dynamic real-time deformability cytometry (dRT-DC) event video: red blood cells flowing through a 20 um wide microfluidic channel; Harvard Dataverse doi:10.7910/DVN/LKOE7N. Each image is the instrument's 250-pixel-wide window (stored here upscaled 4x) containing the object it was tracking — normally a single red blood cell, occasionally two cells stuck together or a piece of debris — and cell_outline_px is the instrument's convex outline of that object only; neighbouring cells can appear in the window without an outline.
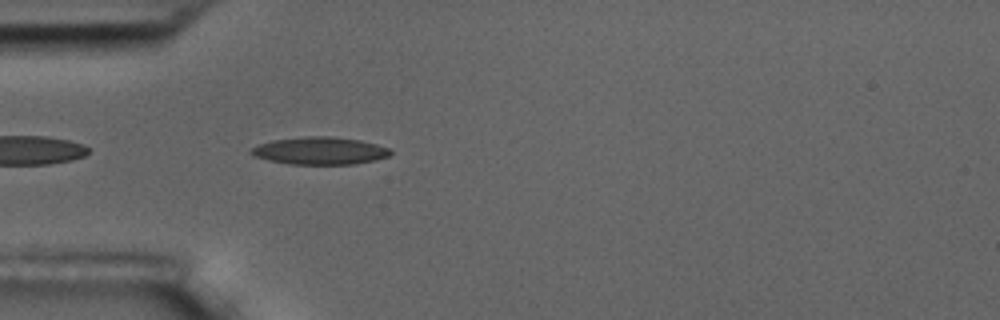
{"species": "common noctule bat (a hibernating species)", "species_latin": "Nyctalus noctula", "temperature_condition": "room temperature", "stored_images_in_passage": 41, "camera_frame_rate_fps": 3000, "um_per_image_px": 0.085, "animal": {"sex": "male", "body_mass_g": 17.5, "forearm_length_mm": 52.3}, "frame": {"image": 1, "passage_image": 2, "time_ms": 0.333, "image_size_px": [1000, 320], "cell_outline_px": [[392, 152], [388, 156], [376, 160], [356, 164], [288, 164], [268, 160], [252, 156], [248, 152], [252, 148], [260, 144], [272, 140], [308, 136], [328, 136], [360, 140], [376, 144], [388, 148]], "centroid_in_image_um": [27.17, 12.82], "position_along_channel_um": 57.8, "area_um2": 22.31}}
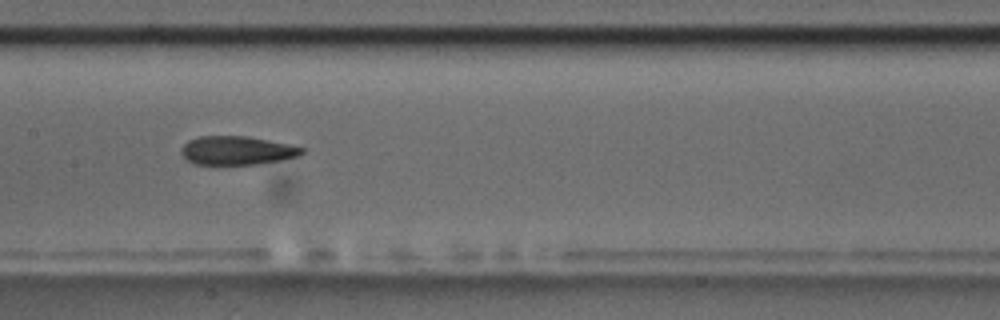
{"frame": {"image": 2, "passage_image": 13, "time_ms": 4.0, "image_size_px": [1000, 320], "cell_outline_px": [[304, 152], [300, 156], [280, 160], [256, 164], [192, 164], [180, 152], [180, 148], [188, 140], [200, 136], [248, 136], [288, 144], [304, 148]], "centroid_in_image_um": [20.13, 12.79], "position_along_channel_um": 187.3, "area_um2": 20.11}}
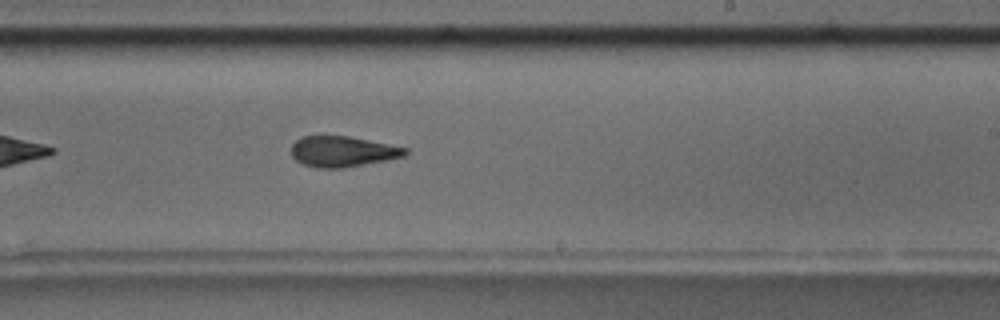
{"frame": {"image": 3, "passage_image": 19, "time_ms": 6.0, "image_size_px": [1000, 320], "cell_outline_px": [[408, 152], [404, 156], [388, 160], [344, 168], [316, 168], [304, 164], [296, 160], [292, 156], [292, 144], [300, 136], [348, 136], [408, 148]], "centroid_in_image_um": [29.12, 12.88], "position_along_channel_um": 259.9, "area_um2": 20.35}, "authors_computed_cell_mechanics": {"area_um2": 20.9814, "velocity_mm_per_s": 3.6502, "shape_relaxation_time_tau1_ms": 4.9602, "shape_relaxation_time_tau2_ms": 2.8888, "deformation_change_tau1": 0.1597, "deformation_change_tau2": 0.1153}}